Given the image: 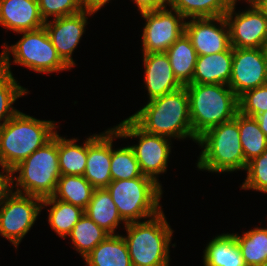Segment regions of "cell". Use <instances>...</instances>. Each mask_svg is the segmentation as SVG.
Segmentation results:
<instances>
[{"label": "cell", "instance_id": "ac0fdd59", "mask_svg": "<svg viewBox=\"0 0 267 266\" xmlns=\"http://www.w3.org/2000/svg\"><path fill=\"white\" fill-rule=\"evenodd\" d=\"M45 24L37 0H0V25L20 34Z\"/></svg>", "mask_w": 267, "mask_h": 266}, {"label": "cell", "instance_id": "1f68e13d", "mask_svg": "<svg viewBox=\"0 0 267 266\" xmlns=\"http://www.w3.org/2000/svg\"><path fill=\"white\" fill-rule=\"evenodd\" d=\"M17 82L12 73L0 66V128L19 111L12 106L15 101L29 93Z\"/></svg>", "mask_w": 267, "mask_h": 266}, {"label": "cell", "instance_id": "83f0119b", "mask_svg": "<svg viewBox=\"0 0 267 266\" xmlns=\"http://www.w3.org/2000/svg\"><path fill=\"white\" fill-rule=\"evenodd\" d=\"M235 0H168L185 19L225 16Z\"/></svg>", "mask_w": 267, "mask_h": 266}, {"label": "cell", "instance_id": "52a82bcc", "mask_svg": "<svg viewBox=\"0 0 267 266\" xmlns=\"http://www.w3.org/2000/svg\"><path fill=\"white\" fill-rule=\"evenodd\" d=\"M22 37L14 45H2L0 53V66L11 72L10 54L13 63L27 67L37 73H54L70 68L59 57L53 46L45 27L36 30L20 32Z\"/></svg>", "mask_w": 267, "mask_h": 266}, {"label": "cell", "instance_id": "74e56055", "mask_svg": "<svg viewBox=\"0 0 267 266\" xmlns=\"http://www.w3.org/2000/svg\"><path fill=\"white\" fill-rule=\"evenodd\" d=\"M110 0H82L83 8L90 13L95 14L103 6L109 3Z\"/></svg>", "mask_w": 267, "mask_h": 266}, {"label": "cell", "instance_id": "ba28073f", "mask_svg": "<svg viewBox=\"0 0 267 266\" xmlns=\"http://www.w3.org/2000/svg\"><path fill=\"white\" fill-rule=\"evenodd\" d=\"M106 189L126 223L148 219L162 211V187L148 176L111 181Z\"/></svg>", "mask_w": 267, "mask_h": 266}, {"label": "cell", "instance_id": "30bf717a", "mask_svg": "<svg viewBox=\"0 0 267 266\" xmlns=\"http://www.w3.org/2000/svg\"><path fill=\"white\" fill-rule=\"evenodd\" d=\"M43 199L13 192L0 205V235L15 248L31 230L42 211Z\"/></svg>", "mask_w": 267, "mask_h": 266}, {"label": "cell", "instance_id": "836d02e7", "mask_svg": "<svg viewBox=\"0 0 267 266\" xmlns=\"http://www.w3.org/2000/svg\"><path fill=\"white\" fill-rule=\"evenodd\" d=\"M44 22L52 16L54 19L77 14L84 10L82 0H37Z\"/></svg>", "mask_w": 267, "mask_h": 266}, {"label": "cell", "instance_id": "cb8c5ba5", "mask_svg": "<svg viewBox=\"0 0 267 266\" xmlns=\"http://www.w3.org/2000/svg\"><path fill=\"white\" fill-rule=\"evenodd\" d=\"M48 206H51L47 209L48 224L59 237L67 238L74 225L84 215V209L55 199L53 196L43 199L42 209Z\"/></svg>", "mask_w": 267, "mask_h": 266}, {"label": "cell", "instance_id": "d4e9b609", "mask_svg": "<svg viewBox=\"0 0 267 266\" xmlns=\"http://www.w3.org/2000/svg\"><path fill=\"white\" fill-rule=\"evenodd\" d=\"M77 140V138L67 139L58 134V163L61 175H84L87 138L82 145H78Z\"/></svg>", "mask_w": 267, "mask_h": 266}, {"label": "cell", "instance_id": "d590c367", "mask_svg": "<svg viewBox=\"0 0 267 266\" xmlns=\"http://www.w3.org/2000/svg\"><path fill=\"white\" fill-rule=\"evenodd\" d=\"M12 170L1 167L0 205L13 192Z\"/></svg>", "mask_w": 267, "mask_h": 266}, {"label": "cell", "instance_id": "e0dca14e", "mask_svg": "<svg viewBox=\"0 0 267 266\" xmlns=\"http://www.w3.org/2000/svg\"><path fill=\"white\" fill-rule=\"evenodd\" d=\"M145 67V87L149 100L178 90L183 85L174 76L168 55L164 53H142Z\"/></svg>", "mask_w": 267, "mask_h": 266}, {"label": "cell", "instance_id": "4dcf8cb0", "mask_svg": "<svg viewBox=\"0 0 267 266\" xmlns=\"http://www.w3.org/2000/svg\"><path fill=\"white\" fill-rule=\"evenodd\" d=\"M116 138H120V134L114 127H111L110 172L112 181L141 177L143 174L130 145L116 150L113 149L112 143Z\"/></svg>", "mask_w": 267, "mask_h": 266}, {"label": "cell", "instance_id": "4fadbf2b", "mask_svg": "<svg viewBox=\"0 0 267 266\" xmlns=\"http://www.w3.org/2000/svg\"><path fill=\"white\" fill-rule=\"evenodd\" d=\"M267 84V56L264 48H233L228 86L239 98L246 91Z\"/></svg>", "mask_w": 267, "mask_h": 266}, {"label": "cell", "instance_id": "e575fe53", "mask_svg": "<svg viewBox=\"0 0 267 266\" xmlns=\"http://www.w3.org/2000/svg\"><path fill=\"white\" fill-rule=\"evenodd\" d=\"M239 112L256 117L267 111V84L246 91L238 98Z\"/></svg>", "mask_w": 267, "mask_h": 266}, {"label": "cell", "instance_id": "6da1fadb", "mask_svg": "<svg viewBox=\"0 0 267 266\" xmlns=\"http://www.w3.org/2000/svg\"><path fill=\"white\" fill-rule=\"evenodd\" d=\"M142 130L169 139L190 138L197 143L190 121L189 97L185 86L154 98L129 116Z\"/></svg>", "mask_w": 267, "mask_h": 266}, {"label": "cell", "instance_id": "ffe728a7", "mask_svg": "<svg viewBox=\"0 0 267 266\" xmlns=\"http://www.w3.org/2000/svg\"><path fill=\"white\" fill-rule=\"evenodd\" d=\"M84 213L109 235H116L115 229L122 222L124 226L127 224L121 218L116 204L106 188L94 189Z\"/></svg>", "mask_w": 267, "mask_h": 266}, {"label": "cell", "instance_id": "8fae6325", "mask_svg": "<svg viewBox=\"0 0 267 266\" xmlns=\"http://www.w3.org/2000/svg\"><path fill=\"white\" fill-rule=\"evenodd\" d=\"M145 19L142 53H164L185 32L186 19L167 7L141 13Z\"/></svg>", "mask_w": 267, "mask_h": 266}, {"label": "cell", "instance_id": "4316f807", "mask_svg": "<svg viewBox=\"0 0 267 266\" xmlns=\"http://www.w3.org/2000/svg\"><path fill=\"white\" fill-rule=\"evenodd\" d=\"M247 266H265L267 262V228L255 227L242 235L233 233Z\"/></svg>", "mask_w": 267, "mask_h": 266}, {"label": "cell", "instance_id": "7402d4cb", "mask_svg": "<svg viewBox=\"0 0 267 266\" xmlns=\"http://www.w3.org/2000/svg\"><path fill=\"white\" fill-rule=\"evenodd\" d=\"M203 253L204 266H247L233 233L215 236Z\"/></svg>", "mask_w": 267, "mask_h": 266}, {"label": "cell", "instance_id": "44dd1931", "mask_svg": "<svg viewBox=\"0 0 267 266\" xmlns=\"http://www.w3.org/2000/svg\"><path fill=\"white\" fill-rule=\"evenodd\" d=\"M87 266H133L123 235H108L85 258Z\"/></svg>", "mask_w": 267, "mask_h": 266}, {"label": "cell", "instance_id": "7c38bea8", "mask_svg": "<svg viewBox=\"0 0 267 266\" xmlns=\"http://www.w3.org/2000/svg\"><path fill=\"white\" fill-rule=\"evenodd\" d=\"M238 1L235 0L225 14L231 46L233 48H264L267 41V19L252 0L246 1L249 8L236 13L235 7Z\"/></svg>", "mask_w": 267, "mask_h": 266}, {"label": "cell", "instance_id": "9a60e30c", "mask_svg": "<svg viewBox=\"0 0 267 266\" xmlns=\"http://www.w3.org/2000/svg\"><path fill=\"white\" fill-rule=\"evenodd\" d=\"M92 15L94 14L84 9L77 14L56 19L52 18L44 24L59 57L70 69L76 65L72 54L86 31L85 26L88 24L87 16Z\"/></svg>", "mask_w": 267, "mask_h": 266}, {"label": "cell", "instance_id": "2e32d148", "mask_svg": "<svg viewBox=\"0 0 267 266\" xmlns=\"http://www.w3.org/2000/svg\"><path fill=\"white\" fill-rule=\"evenodd\" d=\"M111 128L87 138V161L84 178L95 188H106L112 181Z\"/></svg>", "mask_w": 267, "mask_h": 266}, {"label": "cell", "instance_id": "8d00e7d4", "mask_svg": "<svg viewBox=\"0 0 267 266\" xmlns=\"http://www.w3.org/2000/svg\"><path fill=\"white\" fill-rule=\"evenodd\" d=\"M140 13L167 7L168 0H132Z\"/></svg>", "mask_w": 267, "mask_h": 266}, {"label": "cell", "instance_id": "603a6c76", "mask_svg": "<svg viewBox=\"0 0 267 266\" xmlns=\"http://www.w3.org/2000/svg\"><path fill=\"white\" fill-rule=\"evenodd\" d=\"M170 60L174 76L183 85L192 81L197 53L184 32L165 52Z\"/></svg>", "mask_w": 267, "mask_h": 266}, {"label": "cell", "instance_id": "9c48e42d", "mask_svg": "<svg viewBox=\"0 0 267 266\" xmlns=\"http://www.w3.org/2000/svg\"><path fill=\"white\" fill-rule=\"evenodd\" d=\"M114 128L122 139L128 137L138 139V144L130 147L139 163L140 170L143 175L152 178L162 187L158 175L167 171L168 159L171 154V139L145 132L130 117Z\"/></svg>", "mask_w": 267, "mask_h": 266}, {"label": "cell", "instance_id": "7a4b0ae2", "mask_svg": "<svg viewBox=\"0 0 267 266\" xmlns=\"http://www.w3.org/2000/svg\"><path fill=\"white\" fill-rule=\"evenodd\" d=\"M55 121L18 111L0 128V167L12 170L58 132Z\"/></svg>", "mask_w": 267, "mask_h": 266}, {"label": "cell", "instance_id": "f35d334b", "mask_svg": "<svg viewBox=\"0 0 267 266\" xmlns=\"http://www.w3.org/2000/svg\"><path fill=\"white\" fill-rule=\"evenodd\" d=\"M255 119L257 120L260 129L263 131V133L267 137V111L261 114H258L255 117Z\"/></svg>", "mask_w": 267, "mask_h": 266}, {"label": "cell", "instance_id": "ab89813d", "mask_svg": "<svg viewBox=\"0 0 267 266\" xmlns=\"http://www.w3.org/2000/svg\"><path fill=\"white\" fill-rule=\"evenodd\" d=\"M267 19V0H252Z\"/></svg>", "mask_w": 267, "mask_h": 266}, {"label": "cell", "instance_id": "8992f818", "mask_svg": "<svg viewBox=\"0 0 267 266\" xmlns=\"http://www.w3.org/2000/svg\"><path fill=\"white\" fill-rule=\"evenodd\" d=\"M12 174L13 188L16 187L14 192L41 199L53 196L61 176L58 163V132L44 146L14 167Z\"/></svg>", "mask_w": 267, "mask_h": 266}, {"label": "cell", "instance_id": "d6a6232c", "mask_svg": "<svg viewBox=\"0 0 267 266\" xmlns=\"http://www.w3.org/2000/svg\"><path fill=\"white\" fill-rule=\"evenodd\" d=\"M247 177L241 189L256 190L267 194V149L247 163Z\"/></svg>", "mask_w": 267, "mask_h": 266}, {"label": "cell", "instance_id": "f546056e", "mask_svg": "<svg viewBox=\"0 0 267 266\" xmlns=\"http://www.w3.org/2000/svg\"><path fill=\"white\" fill-rule=\"evenodd\" d=\"M108 235L84 213L74 225L68 237L73 242V247L84 259Z\"/></svg>", "mask_w": 267, "mask_h": 266}, {"label": "cell", "instance_id": "484cf974", "mask_svg": "<svg viewBox=\"0 0 267 266\" xmlns=\"http://www.w3.org/2000/svg\"><path fill=\"white\" fill-rule=\"evenodd\" d=\"M94 189L84 176L61 175L53 197L85 210Z\"/></svg>", "mask_w": 267, "mask_h": 266}, {"label": "cell", "instance_id": "277c9868", "mask_svg": "<svg viewBox=\"0 0 267 266\" xmlns=\"http://www.w3.org/2000/svg\"><path fill=\"white\" fill-rule=\"evenodd\" d=\"M125 239L133 266H170L173 230L163 212L145 221L127 223Z\"/></svg>", "mask_w": 267, "mask_h": 266}, {"label": "cell", "instance_id": "d6986e66", "mask_svg": "<svg viewBox=\"0 0 267 266\" xmlns=\"http://www.w3.org/2000/svg\"><path fill=\"white\" fill-rule=\"evenodd\" d=\"M232 60V46L224 52L197 56L190 83L228 85L231 78Z\"/></svg>", "mask_w": 267, "mask_h": 266}, {"label": "cell", "instance_id": "5bb4252c", "mask_svg": "<svg viewBox=\"0 0 267 266\" xmlns=\"http://www.w3.org/2000/svg\"><path fill=\"white\" fill-rule=\"evenodd\" d=\"M185 33L197 56L224 52L231 47L225 16L190 18L185 23Z\"/></svg>", "mask_w": 267, "mask_h": 266}, {"label": "cell", "instance_id": "3957f363", "mask_svg": "<svg viewBox=\"0 0 267 266\" xmlns=\"http://www.w3.org/2000/svg\"><path fill=\"white\" fill-rule=\"evenodd\" d=\"M189 97L193 134L199 138L207 130L235 118L238 97L224 84L185 85Z\"/></svg>", "mask_w": 267, "mask_h": 266}, {"label": "cell", "instance_id": "5b68a950", "mask_svg": "<svg viewBox=\"0 0 267 266\" xmlns=\"http://www.w3.org/2000/svg\"><path fill=\"white\" fill-rule=\"evenodd\" d=\"M197 143L203 149L196 163L198 169L212 173L246 169L238 129V112L234 119L207 130Z\"/></svg>", "mask_w": 267, "mask_h": 266}, {"label": "cell", "instance_id": "60d3db41", "mask_svg": "<svg viewBox=\"0 0 267 266\" xmlns=\"http://www.w3.org/2000/svg\"><path fill=\"white\" fill-rule=\"evenodd\" d=\"M264 50H265V53H266V56H267V41H266V44L264 46Z\"/></svg>", "mask_w": 267, "mask_h": 266}, {"label": "cell", "instance_id": "f1b7e54d", "mask_svg": "<svg viewBox=\"0 0 267 266\" xmlns=\"http://www.w3.org/2000/svg\"><path fill=\"white\" fill-rule=\"evenodd\" d=\"M238 129L246 163L267 149V137L260 129L255 117L238 111Z\"/></svg>", "mask_w": 267, "mask_h": 266}]
</instances>
